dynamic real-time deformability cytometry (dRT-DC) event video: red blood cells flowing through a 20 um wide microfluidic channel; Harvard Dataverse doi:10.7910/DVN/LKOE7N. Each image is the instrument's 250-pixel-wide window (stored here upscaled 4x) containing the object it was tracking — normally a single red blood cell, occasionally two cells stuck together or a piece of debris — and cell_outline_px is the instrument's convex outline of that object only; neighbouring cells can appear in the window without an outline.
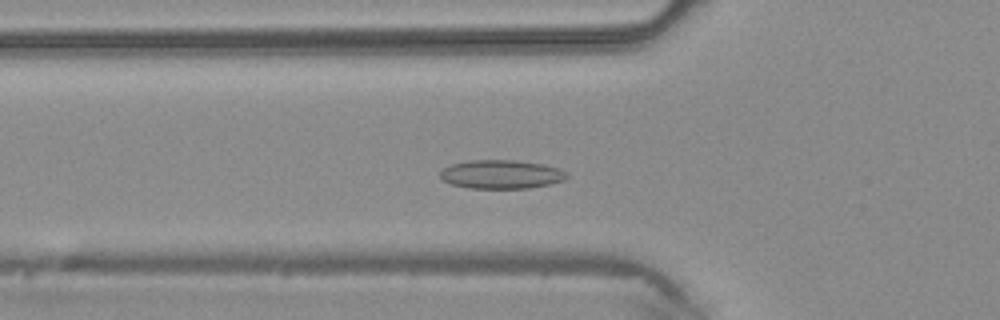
{"species": "common noctule bat (a hibernating species)", "species_latin": "Nyctalus noctula", "temperature_condition": "warm", "stored_images_in_passage": 45, "segment_of_instrument_passage": [1, 2], "camera_frame_rate_fps": 3000, "um_per_image_px": 0.085, "animal": {"sex": "male", "body_mass_g": 20.4}, "frame": {"image": 1, "passage_image": 14, "time_ms": 4.333, "image_size_px": [1000, 320], "cell_outline_px": [[568, 176], [564, 180], [552, 184], [528, 188], [468, 188], [452, 184], [444, 180], [440, 176], [440, 172], [444, 168], [452, 164], [468, 160], [516, 160], [544, 164], [560, 168], [568, 172]], "centroid_in_image_um": [42.66, 14.81], "position_along_channel_um": 83.1, "area_um2": 21.33}}
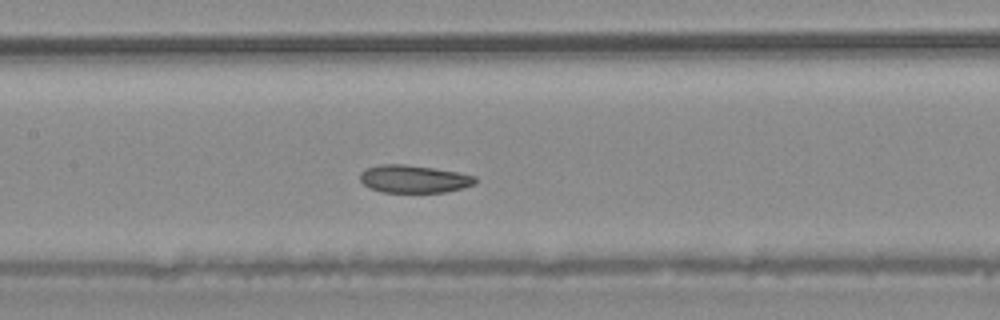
{"frame": {"image": 2, "passage_image": 20, "time_ms": 6.333, "image_size_px": [1000, 320], "cell_outline_px": [[476, 184], [444, 192], [380, 192], [364, 184], [360, 180], [360, 172], [368, 168], [380, 164], [404, 164], [432, 168], [456, 172], [476, 176]], "centroid_in_image_um": [35.17, 15.21], "position_along_channel_um": 172.2, "area_um2": 18.38}}
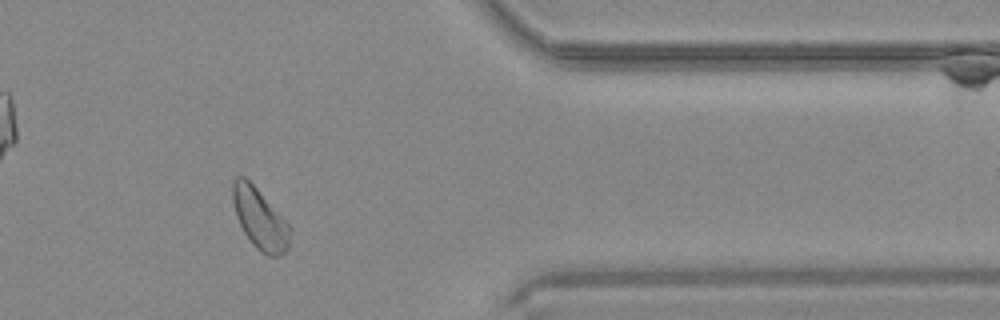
{"frame": {"image": 3, "passage_image": 36, "time_ms": 11.667, "image_size_px": [1000, 320], "cell_outline_px": [[292, 228], [288, 248], [280, 256], [268, 256], [260, 252], [252, 244], [244, 232], [236, 216], [232, 200], [232, 180], [236, 176], [244, 176], [256, 188]], "centroid_in_image_um": [22.08, 18.62], "position_along_channel_um": 389.3, "area_um2": 20.17}}